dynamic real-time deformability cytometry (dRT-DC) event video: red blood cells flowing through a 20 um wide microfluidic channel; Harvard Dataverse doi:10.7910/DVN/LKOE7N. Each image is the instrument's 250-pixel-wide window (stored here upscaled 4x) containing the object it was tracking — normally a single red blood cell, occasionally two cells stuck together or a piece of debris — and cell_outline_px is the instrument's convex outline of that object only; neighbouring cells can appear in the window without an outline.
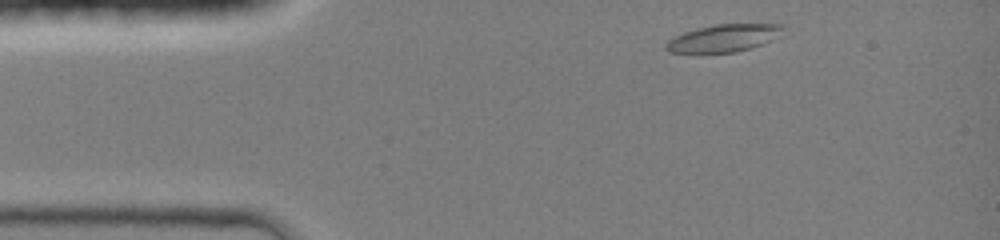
{"species": "common noctule bat (a hibernating species)", "species_latin": "Nyctalus noctula", "temperature_condition": "room temperature", "stored_images_in_passage": 36, "camera_frame_rate_fps": 3000, "um_per_image_px": 0.085, "animal": {"sex": "female", "body_mass_g": 19.0, "forearm_length_mm": 51.5}, "frame": {"image": 1, "passage_image": 2, "time_ms": 0.333, "image_size_px": [1000, 240], "cell_outline_px": [[784, 36], [764, 44], [736, 52], [668, 52], [664, 48], [664, 44], [672, 36], [696, 28], [716, 24], [784, 24]], "centroid_in_image_um": [61.57, 3.23], "position_along_channel_um": 23.4, "area_um2": 19.07}}
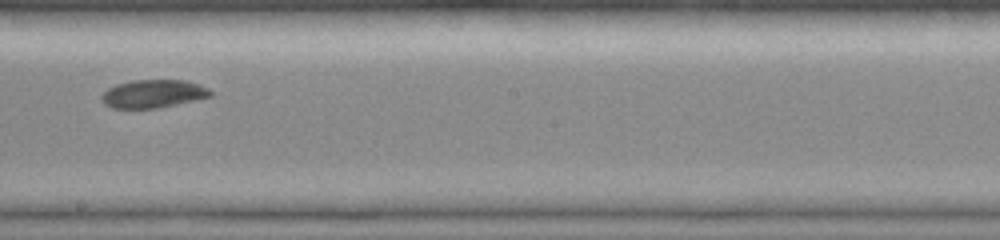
{"frame": {"image": 2, "passage_image": 21, "time_ms": 6.667, "image_size_px": [1000, 240], "cell_outline_px": [[212, 96], [176, 104], [156, 108], [112, 108], [104, 104], [100, 100], [100, 96], [108, 88], [116, 84], [132, 80], [184, 80], [200, 84], [208, 88], [212, 92]], "centroid_in_image_um": [13.0, 7.96], "position_along_channel_um": 235.2, "area_um2": 17.86}}
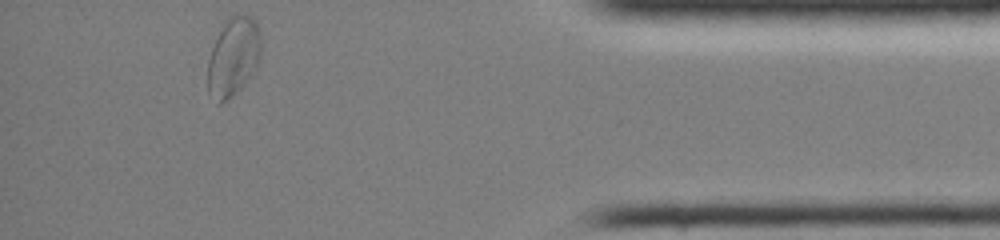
{"frame": {"image": 3, "passage_image": 36, "time_ms": 11.667, "image_size_px": [1000, 240], "cell_outline_px": [[260, 60], [256, 68], [244, 84], [228, 100], [220, 104], [216, 104], [208, 92], [208, 60], [220, 24], [228, 16], [236, 12], [252, 16], [256, 20], [260, 36]], "centroid_in_image_um": [19.82, 4.78], "position_along_channel_um": 415.4, "area_um2": 25.09}, "authors_computed_cell_mechanics": {"area_um2": 18.785, "velocity_mm_per_s": 4.2565, "shape_relaxation_time_tau1_ms": 4.4023, "shape_relaxation_time_tau2_ms": null, "deformation_change_tau1": 0.1146, "deformation_change_tau2": null}}